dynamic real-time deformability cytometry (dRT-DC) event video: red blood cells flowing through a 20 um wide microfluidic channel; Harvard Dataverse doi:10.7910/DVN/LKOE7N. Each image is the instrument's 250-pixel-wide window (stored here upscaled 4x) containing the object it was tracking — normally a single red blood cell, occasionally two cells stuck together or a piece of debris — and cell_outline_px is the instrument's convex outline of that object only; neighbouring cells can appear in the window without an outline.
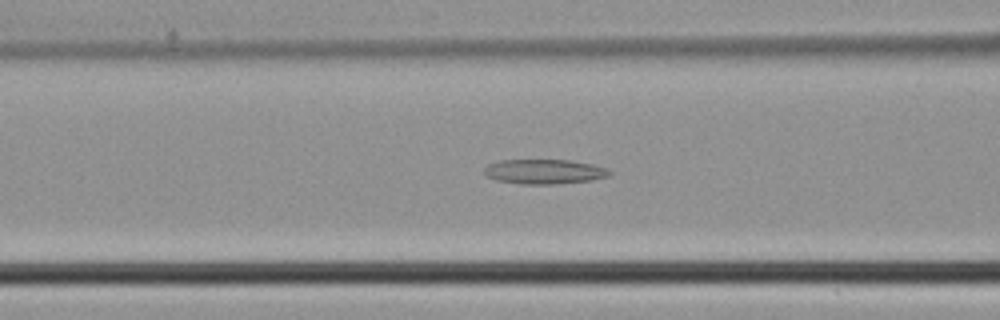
{"species": "common noctule bat (a hibernating species)", "species_latin": "Nyctalus noctula", "temperature_condition": "cold", "stored_images_in_passage": 46, "camera_frame_rate_fps": 3000, "um_per_image_px": 0.085, "animal": {"sex": "male", "body_mass_g": 21.5, "forearm_length_mm": 52.0}, "frame": {"image": 1, "passage_image": 19, "time_ms": 6.0, "image_size_px": [1000, 320], "cell_outline_px": [[612, 172], [608, 176], [592, 180], [556, 184], [520, 184], [496, 180], [488, 176], [484, 172], [484, 168], [488, 164], [500, 160], [572, 160], [592, 164], [608, 168]], "centroid_in_image_um": [46.28, 14.58], "position_along_channel_um": 120.3, "area_um2": 18.09}}
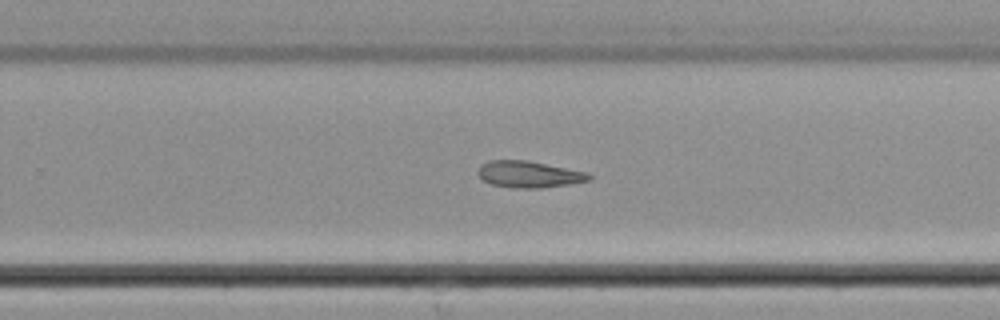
{"frame": {"image": 2, "passage_image": 30, "time_ms": 9.667, "image_size_px": [1000, 320], "cell_outline_px": [[592, 180], [568, 184], [540, 188], [516, 188], [492, 184], [484, 180], [476, 172], [480, 164], [488, 160], [528, 160], [588, 172], [592, 176]], "centroid_in_image_um": [44.97, 14.8], "position_along_channel_um": 284.8, "area_um2": 17.28}}
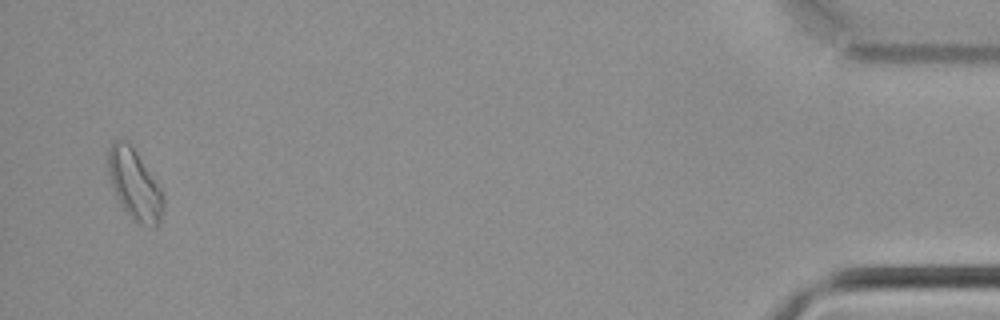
{"frame": {"image": 3, "passage_image": 45, "time_ms": 14.667, "image_size_px": [1000, 320], "cell_outline_px": [[164, 204], [160, 224], [156, 228], [136, 224], [132, 220], [124, 208], [112, 184], [108, 172], [108, 148], [116, 140], [128, 140], [160, 188], [164, 196]], "centroid_in_image_um": [11.47, 15.73], "position_along_channel_um": 423.7, "area_um2": 22.37}}